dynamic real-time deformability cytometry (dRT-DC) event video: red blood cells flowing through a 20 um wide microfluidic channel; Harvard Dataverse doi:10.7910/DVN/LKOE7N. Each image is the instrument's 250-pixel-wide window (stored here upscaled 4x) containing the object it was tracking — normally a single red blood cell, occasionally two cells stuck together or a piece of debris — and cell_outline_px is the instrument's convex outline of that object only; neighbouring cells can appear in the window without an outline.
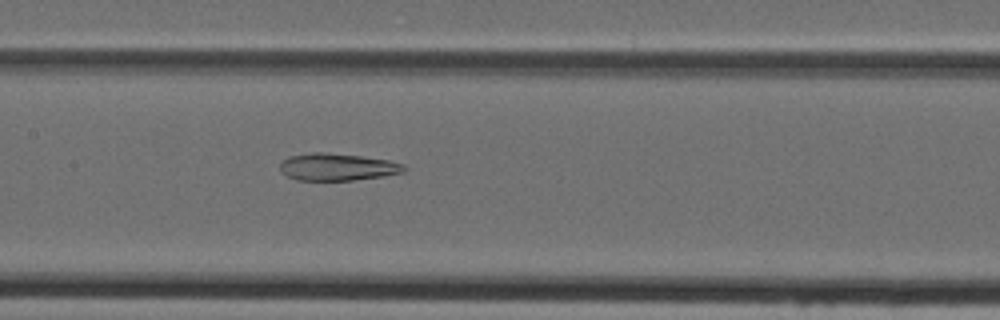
{"species": "Egyptian fruit bat (a non-hibernating species)", "species_latin": "Rousettus aegyptiacus", "temperature_condition": "cold", "stored_images_in_passage": 47, "camera_frame_rate_fps": 3000, "um_per_image_px": 0.085, "animal": {"sex": "female"}, "frame": {"image": 1, "passage_image": 23, "time_ms": 7.333, "image_size_px": [1000, 320], "cell_outline_px": [[408, 168], [404, 172], [384, 176], [352, 180], [296, 180], [280, 172], [280, 160], [288, 156], [312, 152], [320, 152], [360, 156], [388, 160], [404, 164]], "centroid_in_image_um": [28.65, 14.19], "position_along_channel_um": 178.7, "area_um2": 19.77}}
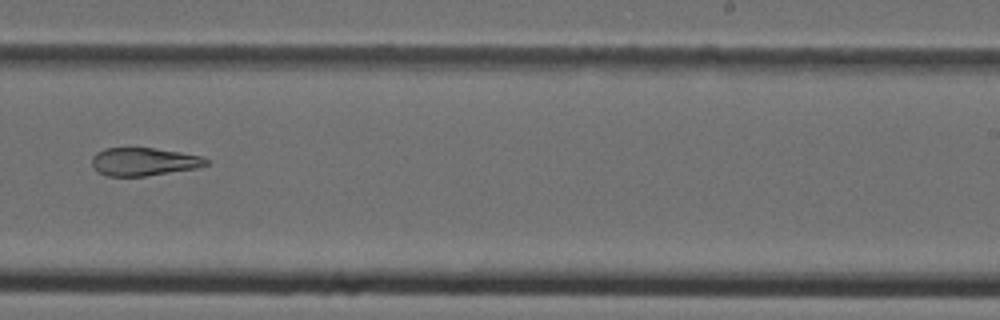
{"frame": {"image": 2, "passage_image": 30, "time_ms": 9.667, "image_size_px": [1000, 320], "cell_outline_px": [[208, 164], [200, 168], [144, 176], [108, 176], [96, 172], [92, 164], [92, 156], [96, 152], [104, 148], [152, 148], [180, 152], [200, 156], [208, 160]], "centroid_in_image_um": [12.21, 13.75], "position_along_channel_um": 276.8, "area_um2": 18.73}}
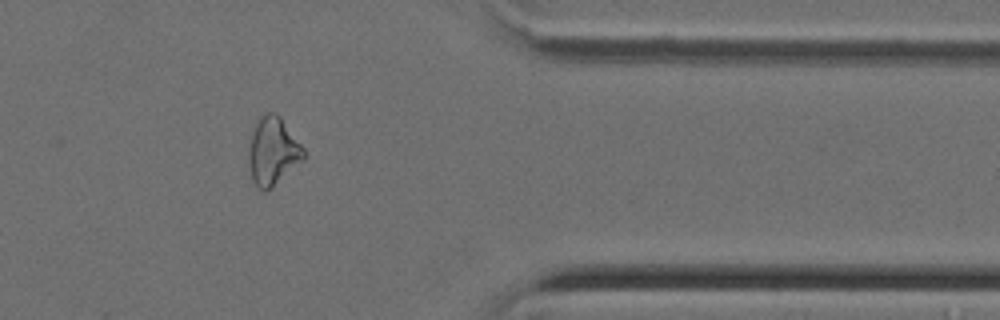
{"frame": {"image": 3, "passage_image": 39, "time_ms": 12.667, "image_size_px": [1000, 320], "cell_outline_px": [[304, 160], [272, 188], [264, 192], [252, 180], [248, 164], [248, 148], [252, 132], [260, 116], [268, 112], [276, 112], [280, 116], [304, 148]], "centroid_in_image_um": [23.19, 12.86], "position_along_channel_um": 388.2, "area_um2": 21.85}}